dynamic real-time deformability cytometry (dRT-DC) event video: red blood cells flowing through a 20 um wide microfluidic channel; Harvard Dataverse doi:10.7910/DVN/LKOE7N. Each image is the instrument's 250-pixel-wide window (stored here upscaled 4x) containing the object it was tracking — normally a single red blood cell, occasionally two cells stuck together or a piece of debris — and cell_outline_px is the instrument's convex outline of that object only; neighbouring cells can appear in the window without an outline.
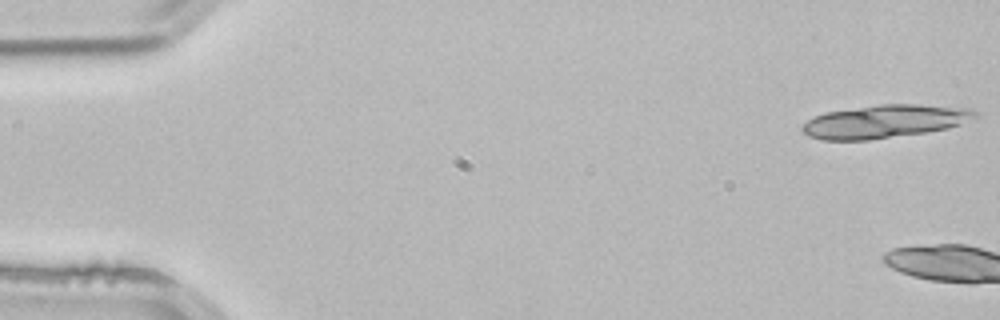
{"species": "common noctule bat (a hibernating species)", "species_latin": "Nyctalus noctula", "temperature_condition": "room temperature", "stored_images_in_passage": 4, "camera_frame_rate_fps": 3000, "um_per_image_px": 0.085, "animal": {"sex": "male", "body_mass_g": 21.5, "forearm_length_mm": 52.0}, "frame": {"image": 1, "passage_image": 1, "time_ms": 0.0, "image_size_px": [1000, 320], "cell_outline_px": [[980, 116], [960, 124], [948, 128], [924, 132], [872, 140], [820, 140], [808, 136], [800, 128], [808, 120], [824, 112], [880, 104], [920, 104], [972, 108]], "centroid_in_image_um": [75.21, 10.32], "position_along_channel_um": 9.8, "area_um2": 33.47}}